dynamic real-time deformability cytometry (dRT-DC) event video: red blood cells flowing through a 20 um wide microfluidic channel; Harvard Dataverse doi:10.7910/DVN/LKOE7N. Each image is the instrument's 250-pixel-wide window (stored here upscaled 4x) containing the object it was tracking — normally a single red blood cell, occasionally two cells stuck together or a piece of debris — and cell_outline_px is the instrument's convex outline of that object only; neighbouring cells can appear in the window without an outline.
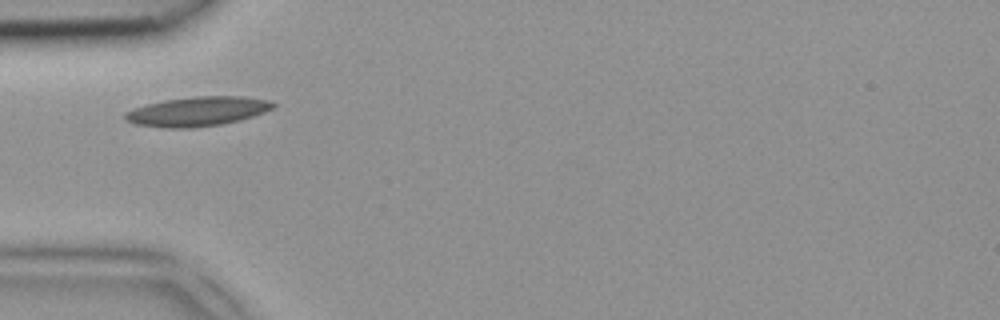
{"species": "common noctule bat (a hibernating species)", "species_latin": "Nyctalus noctula", "temperature_condition": "room temperature", "stored_images_in_passage": 1, "camera_frame_rate_fps": 3000, "um_per_image_px": 0.085, "animal": {"sex": "female", "body_mass_g": 18.4}, "frame": {"image": 1, "passage_image": 1, "time_ms": 0.0, "image_size_px": [1000, 320], "cell_outline_px": [[276, 104], [272, 108], [264, 112], [240, 120], [220, 124], [188, 128], [172, 128], [136, 124], [124, 120], [124, 112], [132, 108], [164, 100], [192, 96], [244, 96], [272, 100]], "centroid_in_image_um": [16.78, 9.45], "position_along_channel_um": 68.2, "area_um2": 25.37}}